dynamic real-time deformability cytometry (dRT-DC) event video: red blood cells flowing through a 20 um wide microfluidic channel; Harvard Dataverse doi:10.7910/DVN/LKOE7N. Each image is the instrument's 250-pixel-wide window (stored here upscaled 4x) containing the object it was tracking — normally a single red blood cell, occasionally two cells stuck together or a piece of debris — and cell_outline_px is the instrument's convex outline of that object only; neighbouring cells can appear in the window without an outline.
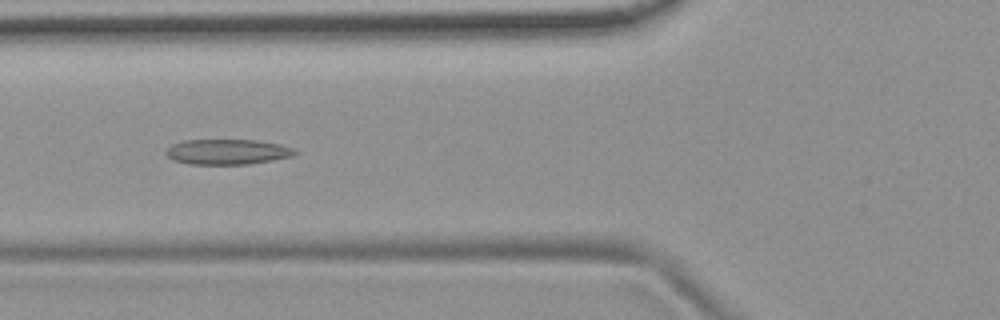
{"species": "common noctule bat (a hibernating species)", "species_latin": "Nyctalus noctula", "temperature_condition": "room temperature", "stored_images_in_passage": 54, "camera_frame_rate_fps": 3000, "um_per_image_px": 0.085, "animal": {"sex": "female", "body_mass_g": 19.9}, "frame": {"image": 1, "passage_image": 20, "time_ms": 6.333, "image_size_px": [1000, 320], "cell_outline_px": [[296, 152], [292, 156], [272, 160], [248, 164], [188, 164], [172, 160], [164, 152], [172, 144], [184, 140], [256, 140], [280, 144], [296, 148]], "centroid_in_image_um": [19.32, 12.9], "position_along_channel_um": 106.5, "area_um2": 19.02}}
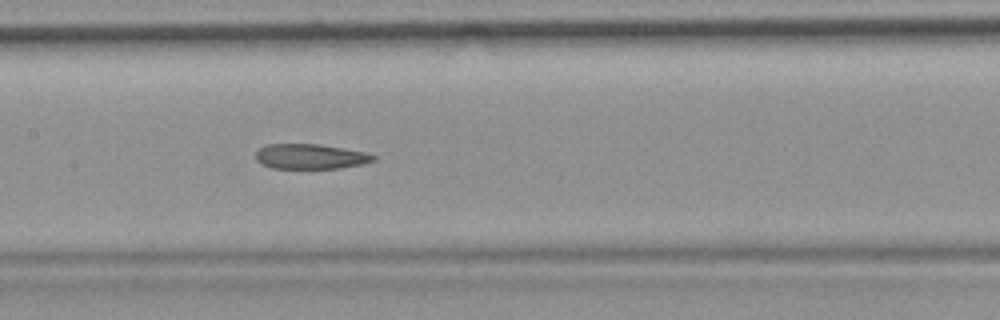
{"frame": {"image": 2, "passage_image": 26, "time_ms": 8.333, "image_size_px": [1000, 320], "cell_outline_px": [[376, 160], [360, 164], [340, 168], [272, 168], [260, 164], [256, 160], [256, 152], [264, 144], [320, 144], [344, 148], [364, 152], [376, 156]], "centroid_in_image_um": [26.35, 13.29], "position_along_channel_um": 181.1, "area_um2": 17.17}}
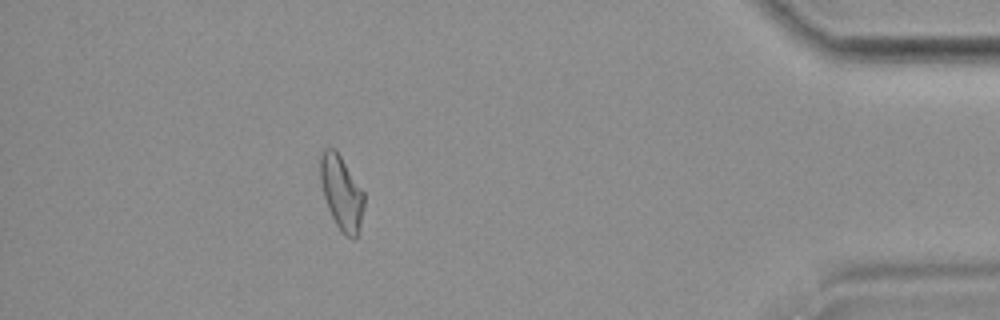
{"frame": {"image": 3, "passage_image": 48, "time_ms": 15.667, "image_size_px": [1000, 320], "cell_outline_px": [[364, 204], [360, 228], [356, 236], [352, 240], [344, 236], [340, 232], [328, 208], [324, 196], [320, 180], [320, 152], [324, 148], [332, 148], [340, 156], [364, 192]], "centroid_in_image_um": [29.02, 16.42], "position_along_channel_um": 406.2, "area_um2": 18.84}, "authors_computed_cell_mechanics": {"area_um2": 19.0451, "velocity_mm_per_s": 3.7175, "shape_relaxation_time_tau1_ms": null, "shape_relaxation_time_tau2_ms": 4.9329, "deformation_change_tau1": null, "deformation_change_tau2": 0.1331}}